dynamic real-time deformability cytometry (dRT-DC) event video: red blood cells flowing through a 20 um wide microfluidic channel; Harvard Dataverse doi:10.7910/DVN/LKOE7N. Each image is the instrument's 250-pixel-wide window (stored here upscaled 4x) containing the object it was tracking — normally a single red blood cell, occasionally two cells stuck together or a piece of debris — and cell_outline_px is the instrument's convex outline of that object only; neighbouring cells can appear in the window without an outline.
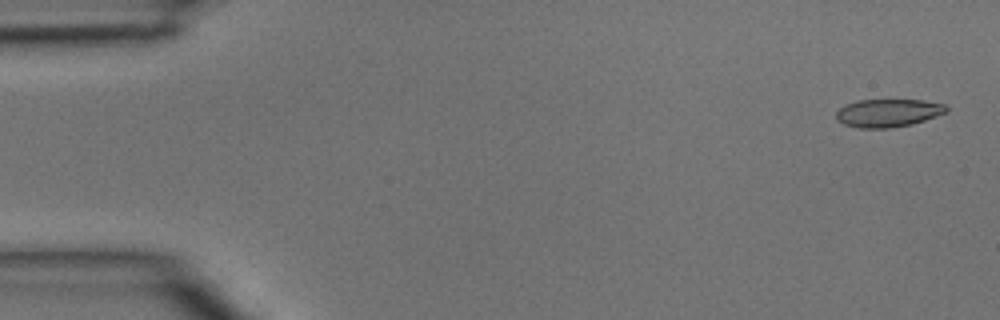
{"species": "common noctule bat (a hibernating species)", "species_latin": "Nyctalus noctula", "temperature_condition": "room temperature", "stored_images_in_passage": 4, "camera_frame_rate_fps": 3000, "um_per_image_px": 0.085, "animal": {"sex": "male", "body_mass_g": 15.6}, "frame": {"image": 1, "passage_image": 1, "time_ms": 0.0, "image_size_px": [1000, 320], "cell_outline_px": [[948, 112], [912, 124], [888, 128], [860, 128], [844, 124], [836, 120], [836, 112], [840, 108], [856, 100], [924, 100], [944, 104], [948, 108]], "centroid_in_image_um": [75.49, 9.6], "position_along_channel_um": 9.5, "area_um2": 17.92}}
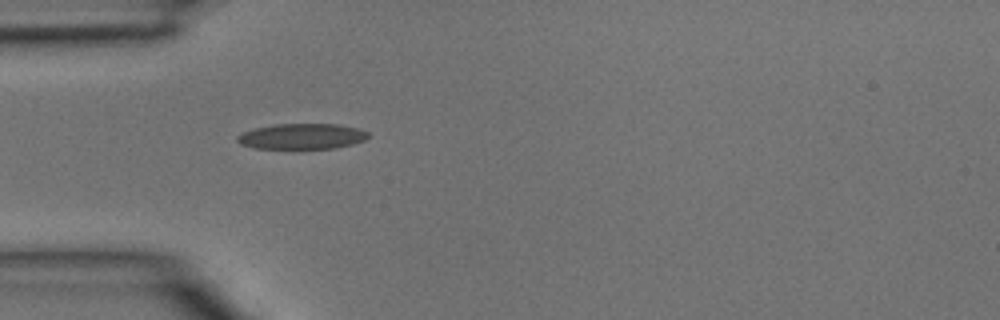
{"frame": {"image": 2, "passage_image": 4, "time_ms": 1.0, "image_size_px": [1000, 320], "cell_outline_px": [[368, 136], [364, 140], [352, 144], [336, 148], [256, 148], [240, 144], [236, 140], [236, 136], [252, 128], [276, 124], [336, 124], [356, 128], [368, 132]], "centroid_in_image_um": [25.63, 11.58], "position_along_channel_um": 59.4, "area_um2": 19.36}}